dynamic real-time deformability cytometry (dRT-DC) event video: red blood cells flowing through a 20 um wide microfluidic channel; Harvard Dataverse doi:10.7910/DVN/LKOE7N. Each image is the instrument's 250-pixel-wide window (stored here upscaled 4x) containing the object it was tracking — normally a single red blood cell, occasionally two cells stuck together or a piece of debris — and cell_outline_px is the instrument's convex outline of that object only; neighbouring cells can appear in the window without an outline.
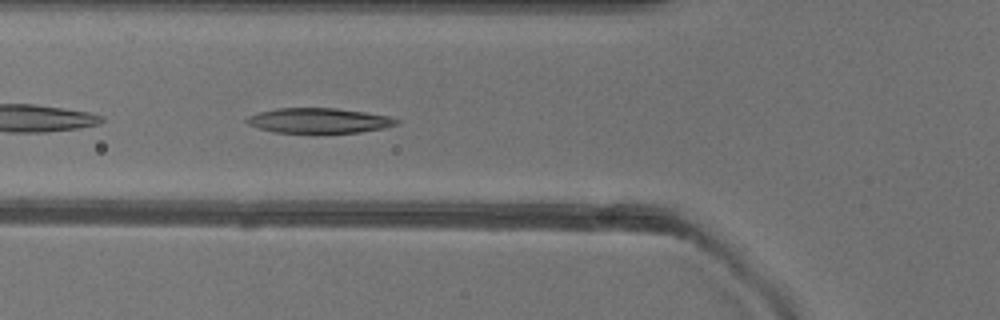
{"species": "common noctule bat (a hibernating species)", "species_latin": "Nyctalus noctula", "temperature_condition": "warm", "stored_images_in_passage": 43, "camera_frame_rate_fps": 3000, "um_per_image_px": 0.085, "animal": {"sex": "female"}, "frame": {"image": 1, "passage_image": 11, "time_ms": 3.333, "image_size_px": [1000, 320], "cell_outline_px": [[400, 124], [384, 128], [360, 132], [316, 136], [276, 132], [260, 128], [248, 124], [244, 120], [248, 116], [260, 112], [276, 108], [336, 108], [364, 112], [388, 116], [400, 120]], "centroid_in_image_um": [27.13, 10.3], "position_along_channel_um": 98.7, "area_um2": 22.83}}
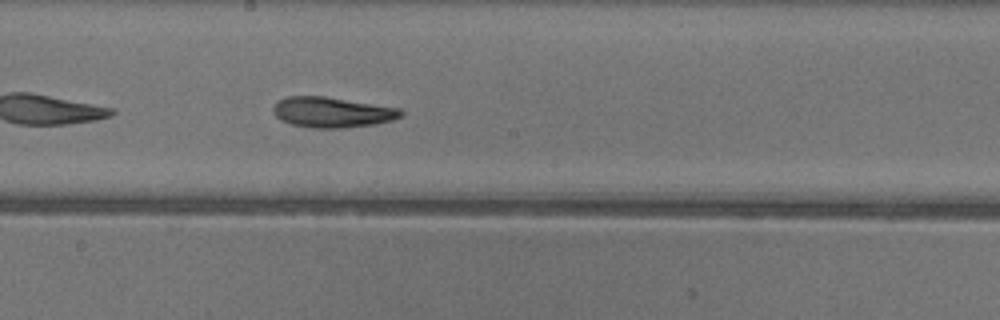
{"frame": {"image": 2, "passage_image": 20, "time_ms": 6.333, "image_size_px": [1000, 320], "cell_outline_px": [[404, 116], [392, 120], [376, 124], [340, 128], [316, 128], [292, 124], [280, 120], [272, 112], [272, 108], [276, 100], [288, 96], [324, 96], [400, 108], [404, 112]], "centroid_in_image_um": [28.22, 9.53], "position_along_channel_um": 220.0, "area_um2": 22.77}}
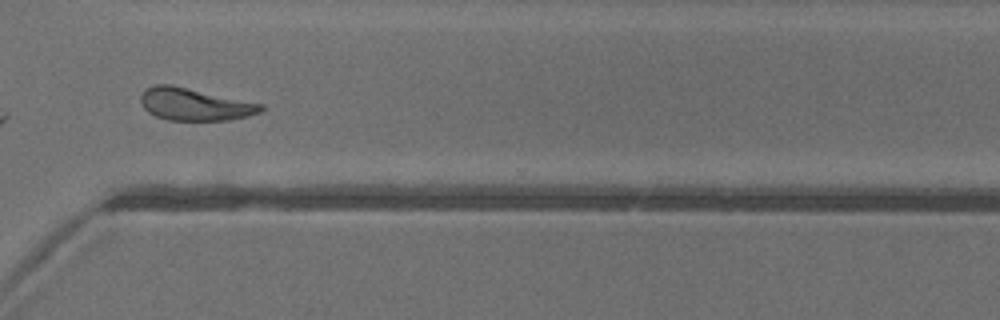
{"frame": {"image": 3, "passage_image": 30, "time_ms": 9.667, "image_size_px": [1000, 320], "cell_outline_px": [[264, 112], [248, 116], [228, 120], [168, 120], [156, 116], [148, 112], [144, 108], [140, 100], [140, 96], [144, 88], [156, 84], [172, 84], [264, 104]], "centroid_in_image_um": [16.56, 8.85], "position_along_channel_um": 354.0, "area_um2": 22.95}, "authors_computed_cell_mechanics": {"area_um2": 23.0622, "velocity_mm_per_s": 4.0393, "shape_relaxation_time_tau1_ms": 5.9622, "shape_relaxation_time_tau2_ms": 6.5178, "deformation_change_tau1": 0.1979, "deformation_change_tau2": 0.1807}}